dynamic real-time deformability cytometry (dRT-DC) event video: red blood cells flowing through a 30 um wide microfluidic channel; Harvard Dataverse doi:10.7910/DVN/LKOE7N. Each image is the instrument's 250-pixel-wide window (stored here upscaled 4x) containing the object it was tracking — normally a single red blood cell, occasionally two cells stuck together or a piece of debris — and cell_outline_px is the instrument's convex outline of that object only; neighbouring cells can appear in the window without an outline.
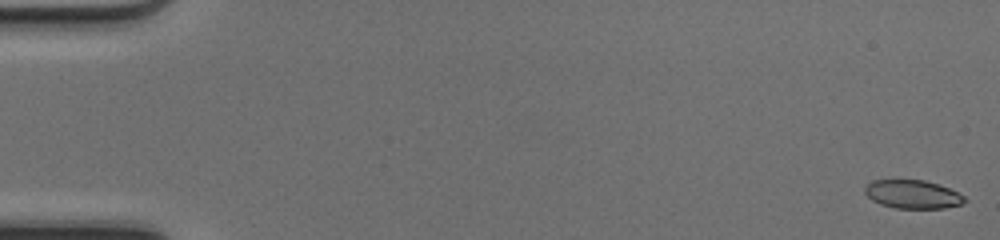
{"species": "common noctule bat (a hibernating species)", "species_latin": "Nyctalus noctula", "temperature_condition": "cold", "stored_images_in_passage": 50, "camera_frame_rate_fps": 3000, "um_per_image_px": 0.085, "animal": {"sex": "female", "body_mass_g": 17.0, "forearm_length_mm": 48.0}, "frame": {"image": 1, "passage_image": 1, "time_ms": 0.0, "image_size_px": [1000, 240], "cell_outline_px": [[968, 200], [960, 204], [944, 208], [896, 208], [880, 204], [872, 200], [864, 192], [864, 188], [872, 180], [924, 180], [948, 188], [964, 196]], "centroid_in_image_um": [77.55, 16.52], "position_along_channel_um": 7.4, "area_um2": 16.36}}
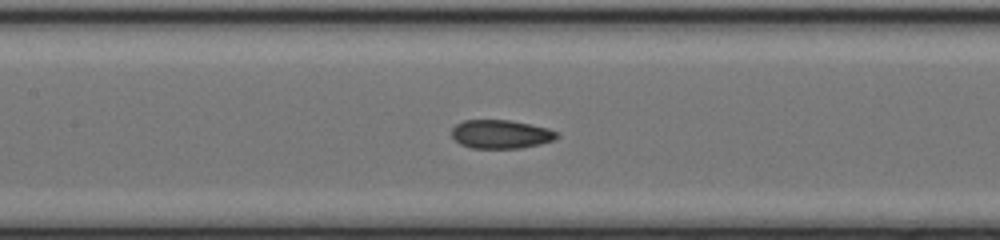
{"frame": {"image": 2, "passage_image": 24, "time_ms": 7.667, "image_size_px": [1000, 240], "cell_outline_px": [[560, 136], [552, 140], [540, 144], [520, 148], [472, 148], [460, 144], [452, 136], [452, 128], [456, 124], [464, 120], [508, 120], [548, 128], [556, 132]], "centroid_in_image_um": [42.55, 11.41], "position_along_channel_um": 164.8, "area_um2": 17.4}}
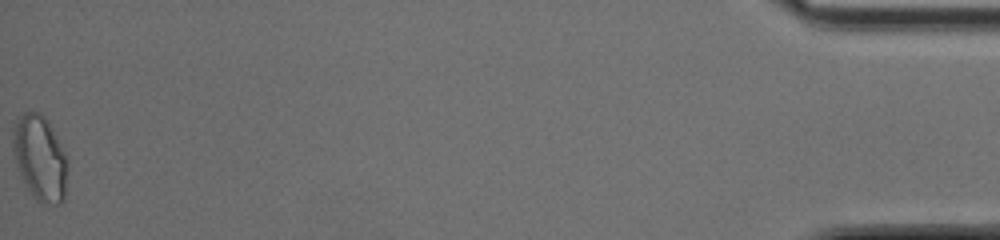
{"frame": {"image": 3, "passage_image": 50, "time_ms": 16.333, "image_size_px": [1000, 240], "cell_outline_px": [[68, 168], [64, 200], [60, 204], [40, 204], [36, 200], [28, 188], [20, 172], [12, 152], [12, 128], [16, 120], [24, 112], [40, 112], [48, 120], [68, 160]], "centroid_in_image_um": [3.4, 13.43], "position_along_channel_um": 431.8, "area_um2": 27.28}, "authors_computed_cell_mechanics": {"area_um2": 18.0914, "velocity_mm_per_s": 4.2283, "shape_relaxation_time_tau1_ms": null, "shape_relaxation_time_tau2_ms": 1.4518, "deformation_change_tau1": null, "deformation_change_tau2": 0.0589}}